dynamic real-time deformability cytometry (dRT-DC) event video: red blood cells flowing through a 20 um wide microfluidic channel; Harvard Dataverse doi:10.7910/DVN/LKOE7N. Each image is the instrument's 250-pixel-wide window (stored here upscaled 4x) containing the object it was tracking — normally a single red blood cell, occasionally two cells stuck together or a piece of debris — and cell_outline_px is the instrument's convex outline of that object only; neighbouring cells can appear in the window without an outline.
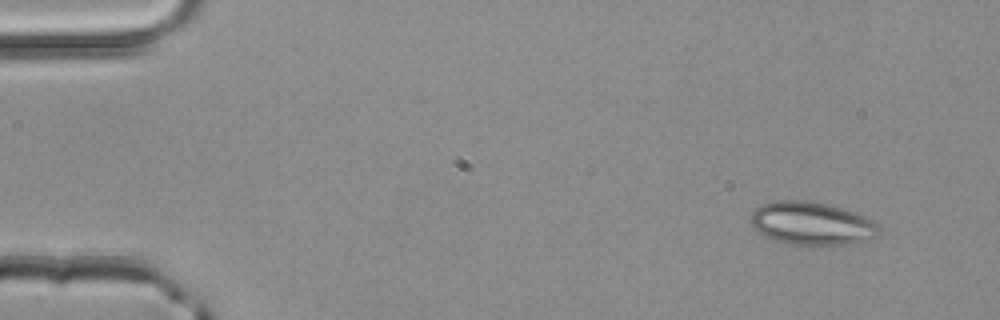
{"species": "common noctule bat (a hibernating species)", "species_latin": "Nyctalus noctula", "temperature_condition": "room temperature", "stored_images_in_passage": 4, "camera_frame_rate_fps": 3000, "um_per_image_px": 0.085, "animal": {"sex": "male", "body_mass_g": 20.4}, "frame": {"image": 1, "passage_image": 1, "time_ms": 0.0, "image_size_px": [1000, 320], "cell_outline_px": [[880, 232], [876, 236], [860, 244], [788, 244], [764, 236], [752, 228], [748, 220], [752, 212], [760, 204], [776, 200], [804, 200], [828, 204], [864, 216], [872, 220], [880, 228]], "centroid_in_image_um": [68.96, 18.99], "position_along_channel_um": 16.0, "area_um2": 32.37}}